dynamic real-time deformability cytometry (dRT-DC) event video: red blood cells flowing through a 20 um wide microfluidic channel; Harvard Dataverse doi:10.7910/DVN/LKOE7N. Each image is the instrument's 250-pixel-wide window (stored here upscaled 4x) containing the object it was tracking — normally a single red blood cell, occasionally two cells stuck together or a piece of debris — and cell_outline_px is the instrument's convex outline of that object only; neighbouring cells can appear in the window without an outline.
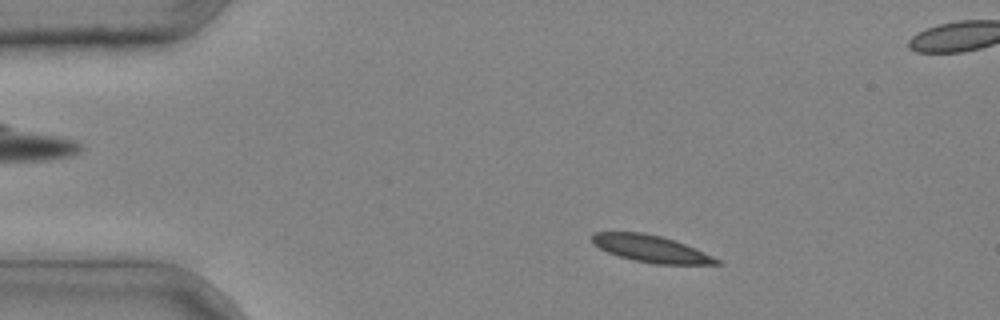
{"species": "common noctule bat (a hibernating species)", "species_latin": "Nyctalus noctula", "temperature_condition": "cold", "stored_images_in_passage": 39, "camera_frame_rate_fps": 3000, "um_per_image_px": 0.085, "animal": {"sex": "male", "body_mass_g": 20.4}, "frame": {"image": 1, "passage_image": 5, "time_ms": 1.333, "image_size_px": [1000, 320], "cell_outline_px": [[724, 264], [652, 264], [632, 260], [608, 252], [600, 248], [592, 240], [592, 236], [596, 232], [644, 232], [676, 240], [712, 256], [720, 260]], "centroid_in_image_um": [55.35, 21.14], "position_along_channel_um": 29.6, "area_um2": 19.36}}
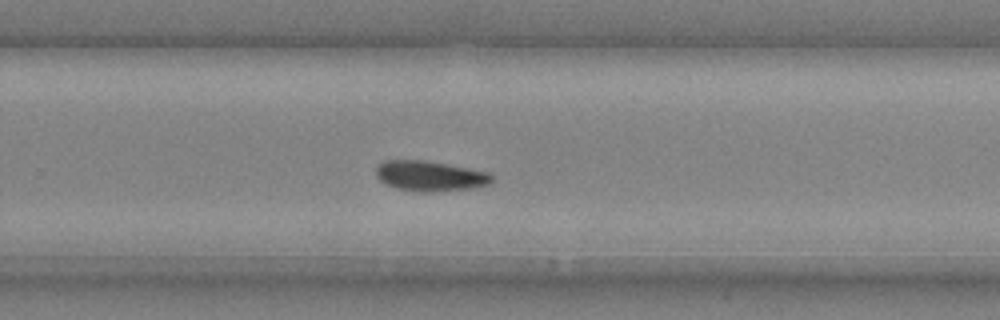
{"frame": {"image": 2, "passage_image": 26, "time_ms": 8.333, "image_size_px": [1000, 320], "cell_outline_px": [[492, 180], [488, 184], [476, 188], [436, 192], [416, 192], [396, 188], [380, 180], [376, 176], [376, 168], [384, 160], [424, 160], [468, 168], [488, 172], [492, 176]], "centroid_in_image_um": [36.55, 14.97], "position_along_channel_um": 293.2, "area_um2": 20.46}}
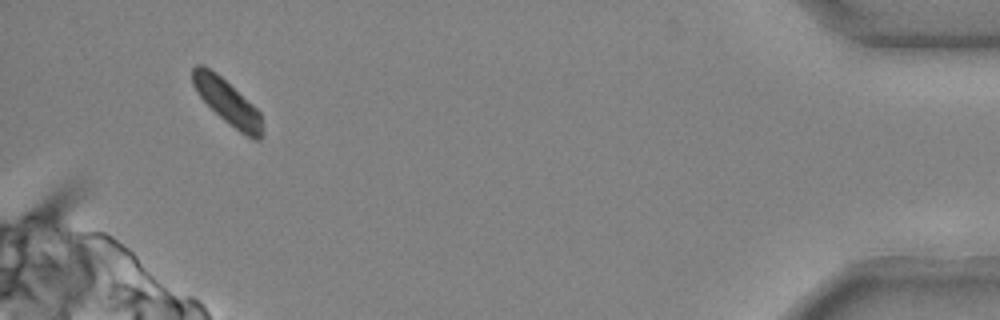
{"frame": {"image": 3, "passage_image": 38, "time_ms": 12.333, "image_size_px": [1000, 320], "cell_outline_px": [[264, 136], [260, 140], [252, 140], [240, 132], [224, 120], [200, 96], [192, 84], [192, 68], [196, 64], [204, 64], [216, 72], [252, 104], [260, 112]], "centroid_in_image_um": [19.34, 8.67], "position_along_channel_um": 415.9, "area_um2": 18.15}}